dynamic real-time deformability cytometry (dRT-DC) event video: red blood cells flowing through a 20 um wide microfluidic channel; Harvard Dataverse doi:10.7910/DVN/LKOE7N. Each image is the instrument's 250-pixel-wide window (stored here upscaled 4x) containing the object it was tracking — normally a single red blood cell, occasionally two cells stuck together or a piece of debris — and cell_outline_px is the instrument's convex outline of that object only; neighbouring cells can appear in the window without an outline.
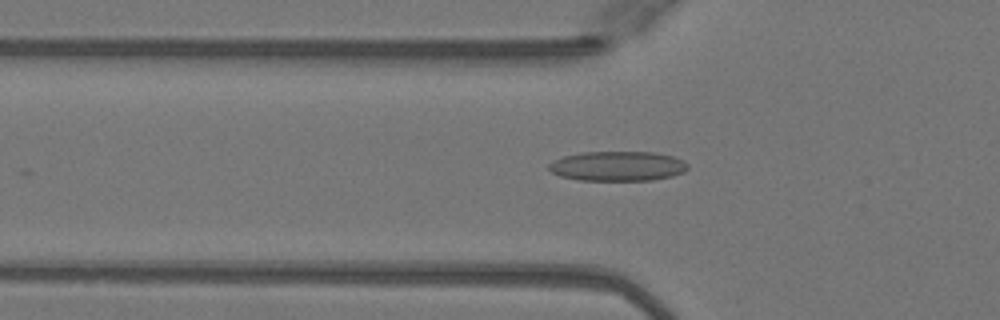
{"species": "Egyptian fruit bat (a non-hibernating species)", "species_latin": "Rousettus aegyptiacus", "temperature_condition": "warm", "stored_images_in_passage": 6, "camera_frame_rate_fps": 3000, "um_per_image_px": 0.085, "animal": {"sex": "female"}, "frame": {"image": 1, "passage_image": 3, "time_ms": 0.667, "image_size_px": [1000, 320], "cell_outline_px": [[688, 168], [684, 172], [672, 176], [652, 180], [580, 180], [560, 176], [552, 172], [548, 168], [548, 164], [552, 160], [564, 156], [580, 152], [656, 152], [672, 156], [684, 160], [688, 164]], "centroid_in_image_um": [52.5, 14.11], "position_along_channel_um": 73.3, "area_um2": 24.22}}